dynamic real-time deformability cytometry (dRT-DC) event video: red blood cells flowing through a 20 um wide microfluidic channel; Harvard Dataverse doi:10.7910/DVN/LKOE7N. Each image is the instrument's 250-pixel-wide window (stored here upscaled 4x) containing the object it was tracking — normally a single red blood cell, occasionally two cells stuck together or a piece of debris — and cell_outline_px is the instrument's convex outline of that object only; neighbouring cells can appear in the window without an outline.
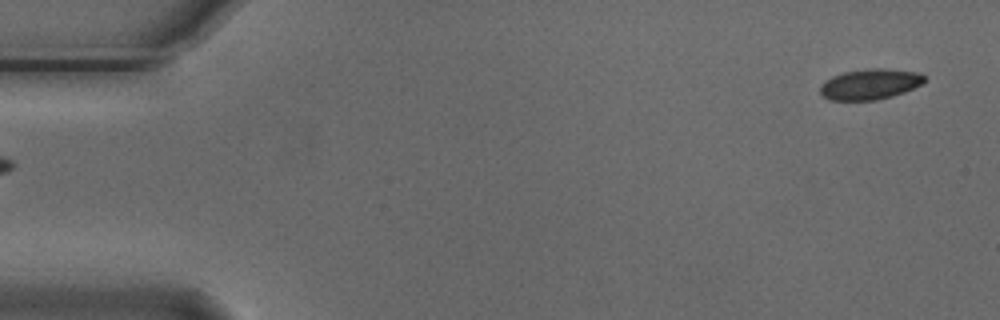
{"species": "Egyptian fruit bat (a non-hibernating species)", "species_latin": "Rousettus aegyptiacus", "temperature_condition": "cold", "stored_images_in_passage": 3, "segment_of_instrument_passage": [2, 2], "camera_frame_rate_fps": 3000, "um_per_image_px": 0.085, "animal": {"sex": "male"}, "frame": {"image": 1, "passage_image": 3, "time_ms": 0.667, "image_size_px": [1000, 320], "cell_outline_px": [[928, 80], [904, 92], [892, 96], [876, 100], [828, 100], [820, 92], [820, 84], [824, 80], [832, 76], [844, 72], [868, 68], [884, 68], [920, 72]], "centroid_in_image_um": [73.94, 7.14], "position_along_channel_um": 11.1, "area_um2": 18.73}}